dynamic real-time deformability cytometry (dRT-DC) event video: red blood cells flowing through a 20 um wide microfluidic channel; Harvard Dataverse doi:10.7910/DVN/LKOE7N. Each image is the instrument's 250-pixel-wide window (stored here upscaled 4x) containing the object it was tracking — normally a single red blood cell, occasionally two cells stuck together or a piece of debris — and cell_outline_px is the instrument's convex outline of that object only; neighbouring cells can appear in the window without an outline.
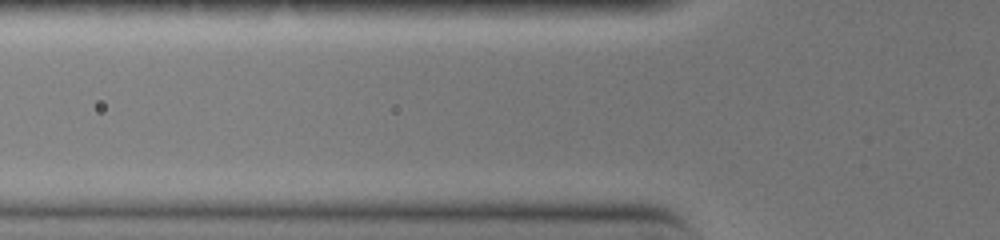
{"species": "common noctule bat (a hibernating species)", "species_latin": "Nyctalus noctula", "temperature_condition": "warm", "stored_images_in_passage": 2, "camera_frame_rate_fps": 3000, "um_per_image_px": 0.085, "animal": {"sex": "female", "body_mass_g": 19.0, "forearm_length_mm": 51.5}, "frame": {"image": 1, "passage_image": 2, "time_ms": 0.333, "image_size_px": [1000, 240], "cell_outline_px": [[624, 164], [616, 168], [468, 168], [444, 164], [448, 160], [476, 156], [516, 152], [620, 160]], "centroid_in_image_um": [45.27, 13.74], "position_along_channel_um": 80.5, "area_um2": 14.97}}